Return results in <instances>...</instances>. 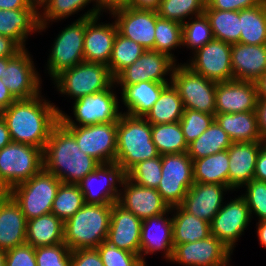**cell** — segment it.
<instances>
[{"instance_id": "obj_66", "label": "cell", "mask_w": 266, "mask_h": 266, "mask_svg": "<svg viewBox=\"0 0 266 266\" xmlns=\"http://www.w3.org/2000/svg\"><path fill=\"white\" fill-rule=\"evenodd\" d=\"M0 266H5V252L0 250Z\"/></svg>"}, {"instance_id": "obj_38", "label": "cell", "mask_w": 266, "mask_h": 266, "mask_svg": "<svg viewBox=\"0 0 266 266\" xmlns=\"http://www.w3.org/2000/svg\"><path fill=\"white\" fill-rule=\"evenodd\" d=\"M232 143L229 135L214 120L197 139L188 145L187 153L193 161L227 150Z\"/></svg>"}, {"instance_id": "obj_37", "label": "cell", "mask_w": 266, "mask_h": 266, "mask_svg": "<svg viewBox=\"0 0 266 266\" xmlns=\"http://www.w3.org/2000/svg\"><path fill=\"white\" fill-rule=\"evenodd\" d=\"M240 43L266 45V0L259 5L239 11Z\"/></svg>"}, {"instance_id": "obj_65", "label": "cell", "mask_w": 266, "mask_h": 266, "mask_svg": "<svg viewBox=\"0 0 266 266\" xmlns=\"http://www.w3.org/2000/svg\"><path fill=\"white\" fill-rule=\"evenodd\" d=\"M8 64V57L0 58V79H4V72Z\"/></svg>"}, {"instance_id": "obj_39", "label": "cell", "mask_w": 266, "mask_h": 266, "mask_svg": "<svg viewBox=\"0 0 266 266\" xmlns=\"http://www.w3.org/2000/svg\"><path fill=\"white\" fill-rule=\"evenodd\" d=\"M213 37L229 44L240 43L241 25L239 11L205 9Z\"/></svg>"}, {"instance_id": "obj_54", "label": "cell", "mask_w": 266, "mask_h": 266, "mask_svg": "<svg viewBox=\"0 0 266 266\" xmlns=\"http://www.w3.org/2000/svg\"><path fill=\"white\" fill-rule=\"evenodd\" d=\"M21 50L22 48L14 40L0 35V58L13 57Z\"/></svg>"}, {"instance_id": "obj_11", "label": "cell", "mask_w": 266, "mask_h": 266, "mask_svg": "<svg viewBox=\"0 0 266 266\" xmlns=\"http://www.w3.org/2000/svg\"><path fill=\"white\" fill-rule=\"evenodd\" d=\"M162 178L157 191L168 206H180L194 184L193 161L188 153L161 155Z\"/></svg>"}, {"instance_id": "obj_63", "label": "cell", "mask_w": 266, "mask_h": 266, "mask_svg": "<svg viewBox=\"0 0 266 266\" xmlns=\"http://www.w3.org/2000/svg\"><path fill=\"white\" fill-rule=\"evenodd\" d=\"M255 83L257 85L258 99H266V72Z\"/></svg>"}, {"instance_id": "obj_60", "label": "cell", "mask_w": 266, "mask_h": 266, "mask_svg": "<svg viewBox=\"0 0 266 266\" xmlns=\"http://www.w3.org/2000/svg\"><path fill=\"white\" fill-rule=\"evenodd\" d=\"M161 0H131V8L157 11Z\"/></svg>"}, {"instance_id": "obj_5", "label": "cell", "mask_w": 266, "mask_h": 266, "mask_svg": "<svg viewBox=\"0 0 266 266\" xmlns=\"http://www.w3.org/2000/svg\"><path fill=\"white\" fill-rule=\"evenodd\" d=\"M52 81L61 95H68L67 97L75 101L108 89L114 83V78L108 66L83 61L61 72Z\"/></svg>"}, {"instance_id": "obj_42", "label": "cell", "mask_w": 266, "mask_h": 266, "mask_svg": "<svg viewBox=\"0 0 266 266\" xmlns=\"http://www.w3.org/2000/svg\"><path fill=\"white\" fill-rule=\"evenodd\" d=\"M182 24L157 16L155 25L154 51L163 53L177 63L172 53L177 47L182 48Z\"/></svg>"}, {"instance_id": "obj_47", "label": "cell", "mask_w": 266, "mask_h": 266, "mask_svg": "<svg viewBox=\"0 0 266 266\" xmlns=\"http://www.w3.org/2000/svg\"><path fill=\"white\" fill-rule=\"evenodd\" d=\"M215 120V115L184 109L179 121L186 143L189 145L197 139Z\"/></svg>"}, {"instance_id": "obj_27", "label": "cell", "mask_w": 266, "mask_h": 266, "mask_svg": "<svg viewBox=\"0 0 266 266\" xmlns=\"http://www.w3.org/2000/svg\"><path fill=\"white\" fill-rule=\"evenodd\" d=\"M234 80L256 82L266 72V45L232 44Z\"/></svg>"}, {"instance_id": "obj_8", "label": "cell", "mask_w": 266, "mask_h": 266, "mask_svg": "<svg viewBox=\"0 0 266 266\" xmlns=\"http://www.w3.org/2000/svg\"><path fill=\"white\" fill-rule=\"evenodd\" d=\"M87 12L63 28L51 46L46 70L50 80L61 72L84 61L83 43L86 30Z\"/></svg>"}, {"instance_id": "obj_20", "label": "cell", "mask_w": 266, "mask_h": 266, "mask_svg": "<svg viewBox=\"0 0 266 266\" xmlns=\"http://www.w3.org/2000/svg\"><path fill=\"white\" fill-rule=\"evenodd\" d=\"M119 189L117 202L142 220L170 210L157 189L137 185L126 176L122 178Z\"/></svg>"}, {"instance_id": "obj_50", "label": "cell", "mask_w": 266, "mask_h": 266, "mask_svg": "<svg viewBox=\"0 0 266 266\" xmlns=\"http://www.w3.org/2000/svg\"><path fill=\"white\" fill-rule=\"evenodd\" d=\"M37 266H70L71 250L65 243L35 248Z\"/></svg>"}, {"instance_id": "obj_32", "label": "cell", "mask_w": 266, "mask_h": 266, "mask_svg": "<svg viewBox=\"0 0 266 266\" xmlns=\"http://www.w3.org/2000/svg\"><path fill=\"white\" fill-rule=\"evenodd\" d=\"M215 121L232 142H264L259 132L256 111L215 113Z\"/></svg>"}, {"instance_id": "obj_35", "label": "cell", "mask_w": 266, "mask_h": 266, "mask_svg": "<svg viewBox=\"0 0 266 266\" xmlns=\"http://www.w3.org/2000/svg\"><path fill=\"white\" fill-rule=\"evenodd\" d=\"M183 113V101L171 83L161 91L158 100L144 118L151 124H168L179 122Z\"/></svg>"}, {"instance_id": "obj_19", "label": "cell", "mask_w": 266, "mask_h": 266, "mask_svg": "<svg viewBox=\"0 0 266 266\" xmlns=\"http://www.w3.org/2000/svg\"><path fill=\"white\" fill-rule=\"evenodd\" d=\"M110 16L115 19L122 36L137 42L146 50H154L157 11L124 7L112 11Z\"/></svg>"}, {"instance_id": "obj_41", "label": "cell", "mask_w": 266, "mask_h": 266, "mask_svg": "<svg viewBox=\"0 0 266 266\" xmlns=\"http://www.w3.org/2000/svg\"><path fill=\"white\" fill-rule=\"evenodd\" d=\"M145 51L146 49L137 42L117 32L112 55L108 63L112 77L115 78L123 69L134 63Z\"/></svg>"}, {"instance_id": "obj_59", "label": "cell", "mask_w": 266, "mask_h": 266, "mask_svg": "<svg viewBox=\"0 0 266 266\" xmlns=\"http://www.w3.org/2000/svg\"><path fill=\"white\" fill-rule=\"evenodd\" d=\"M15 100L8 87L4 85L3 79H0V112L8 108Z\"/></svg>"}, {"instance_id": "obj_9", "label": "cell", "mask_w": 266, "mask_h": 266, "mask_svg": "<svg viewBox=\"0 0 266 266\" xmlns=\"http://www.w3.org/2000/svg\"><path fill=\"white\" fill-rule=\"evenodd\" d=\"M183 101L184 109L215 115L216 82L194 72L185 63L175 65L172 82Z\"/></svg>"}, {"instance_id": "obj_15", "label": "cell", "mask_w": 266, "mask_h": 266, "mask_svg": "<svg viewBox=\"0 0 266 266\" xmlns=\"http://www.w3.org/2000/svg\"><path fill=\"white\" fill-rule=\"evenodd\" d=\"M32 57L27 48L8 57L3 83L16 100L30 99L42 92L41 75Z\"/></svg>"}, {"instance_id": "obj_45", "label": "cell", "mask_w": 266, "mask_h": 266, "mask_svg": "<svg viewBox=\"0 0 266 266\" xmlns=\"http://www.w3.org/2000/svg\"><path fill=\"white\" fill-rule=\"evenodd\" d=\"M206 0H161L158 7V16L176 21L180 24L204 13Z\"/></svg>"}, {"instance_id": "obj_55", "label": "cell", "mask_w": 266, "mask_h": 266, "mask_svg": "<svg viewBox=\"0 0 266 266\" xmlns=\"http://www.w3.org/2000/svg\"><path fill=\"white\" fill-rule=\"evenodd\" d=\"M253 179L266 182V145L258 153Z\"/></svg>"}, {"instance_id": "obj_43", "label": "cell", "mask_w": 266, "mask_h": 266, "mask_svg": "<svg viewBox=\"0 0 266 266\" xmlns=\"http://www.w3.org/2000/svg\"><path fill=\"white\" fill-rule=\"evenodd\" d=\"M84 204V195L78 184L61 183L53 200L51 213L65 222L81 209Z\"/></svg>"}, {"instance_id": "obj_2", "label": "cell", "mask_w": 266, "mask_h": 266, "mask_svg": "<svg viewBox=\"0 0 266 266\" xmlns=\"http://www.w3.org/2000/svg\"><path fill=\"white\" fill-rule=\"evenodd\" d=\"M44 169L62 183L78 184L100 163L79 149L74 135L59 121L43 150Z\"/></svg>"}, {"instance_id": "obj_36", "label": "cell", "mask_w": 266, "mask_h": 266, "mask_svg": "<svg viewBox=\"0 0 266 266\" xmlns=\"http://www.w3.org/2000/svg\"><path fill=\"white\" fill-rule=\"evenodd\" d=\"M229 155L228 150L193 160L195 183H217L228 186Z\"/></svg>"}, {"instance_id": "obj_21", "label": "cell", "mask_w": 266, "mask_h": 266, "mask_svg": "<svg viewBox=\"0 0 266 266\" xmlns=\"http://www.w3.org/2000/svg\"><path fill=\"white\" fill-rule=\"evenodd\" d=\"M171 209L163 214L143 220L141 226L140 253L141 260L146 264V256L163 252L165 260L169 261L173 253ZM169 216V217H168Z\"/></svg>"}, {"instance_id": "obj_58", "label": "cell", "mask_w": 266, "mask_h": 266, "mask_svg": "<svg viewBox=\"0 0 266 266\" xmlns=\"http://www.w3.org/2000/svg\"><path fill=\"white\" fill-rule=\"evenodd\" d=\"M258 128L263 140L266 139V99H258L256 106Z\"/></svg>"}, {"instance_id": "obj_13", "label": "cell", "mask_w": 266, "mask_h": 266, "mask_svg": "<svg viewBox=\"0 0 266 266\" xmlns=\"http://www.w3.org/2000/svg\"><path fill=\"white\" fill-rule=\"evenodd\" d=\"M232 45L213 39L190 56L185 64L194 72L216 83L234 80L231 64Z\"/></svg>"}, {"instance_id": "obj_7", "label": "cell", "mask_w": 266, "mask_h": 266, "mask_svg": "<svg viewBox=\"0 0 266 266\" xmlns=\"http://www.w3.org/2000/svg\"><path fill=\"white\" fill-rule=\"evenodd\" d=\"M62 182L44 168L28 181L11 189L27 220L51 213L53 200Z\"/></svg>"}, {"instance_id": "obj_44", "label": "cell", "mask_w": 266, "mask_h": 266, "mask_svg": "<svg viewBox=\"0 0 266 266\" xmlns=\"http://www.w3.org/2000/svg\"><path fill=\"white\" fill-rule=\"evenodd\" d=\"M213 39L210 22L205 13L182 24V47L191 50L192 54Z\"/></svg>"}, {"instance_id": "obj_10", "label": "cell", "mask_w": 266, "mask_h": 266, "mask_svg": "<svg viewBox=\"0 0 266 266\" xmlns=\"http://www.w3.org/2000/svg\"><path fill=\"white\" fill-rule=\"evenodd\" d=\"M43 168V150L40 148L11 141L0 150V176L11 189Z\"/></svg>"}, {"instance_id": "obj_49", "label": "cell", "mask_w": 266, "mask_h": 266, "mask_svg": "<svg viewBox=\"0 0 266 266\" xmlns=\"http://www.w3.org/2000/svg\"><path fill=\"white\" fill-rule=\"evenodd\" d=\"M97 250L104 266H148L139 255L119 249L106 241L102 242Z\"/></svg>"}, {"instance_id": "obj_23", "label": "cell", "mask_w": 266, "mask_h": 266, "mask_svg": "<svg viewBox=\"0 0 266 266\" xmlns=\"http://www.w3.org/2000/svg\"><path fill=\"white\" fill-rule=\"evenodd\" d=\"M142 222V219L118 202H114L106 242L119 249L139 255Z\"/></svg>"}, {"instance_id": "obj_16", "label": "cell", "mask_w": 266, "mask_h": 266, "mask_svg": "<svg viewBox=\"0 0 266 266\" xmlns=\"http://www.w3.org/2000/svg\"><path fill=\"white\" fill-rule=\"evenodd\" d=\"M176 64L173 59L163 53L146 50L134 63L114 78V83L115 85H132L143 81L171 83ZM166 76H169V79Z\"/></svg>"}, {"instance_id": "obj_61", "label": "cell", "mask_w": 266, "mask_h": 266, "mask_svg": "<svg viewBox=\"0 0 266 266\" xmlns=\"http://www.w3.org/2000/svg\"><path fill=\"white\" fill-rule=\"evenodd\" d=\"M11 142L6 121L0 115V150Z\"/></svg>"}, {"instance_id": "obj_12", "label": "cell", "mask_w": 266, "mask_h": 266, "mask_svg": "<svg viewBox=\"0 0 266 266\" xmlns=\"http://www.w3.org/2000/svg\"><path fill=\"white\" fill-rule=\"evenodd\" d=\"M65 127L74 135L81 151L100 164L115 162L117 122Z\"/></svg>"}, {"instance_id": "obj_53", "label": "cell", "mask_w": 266, "mask_h": 266, "mask_svg": "<svg viewBox=\"0 0 266 266\" xmlns=\"http://www.w3.org/2000/svg\"><path fill=\"white\" fill-rule=\"evenodd\" d=\"M263 0H206L205 9L241 11L259 5Z\"/></svg>"}, {"instance_id": "obj_14", "label": "cell", "mask_w": 266, "mask_h": 266, "mask_svg": "<svg viewBox=\"0 0 266 266\" xmlns=\"http://www.w3.org/2000/svg\"><path fill=\"white\" fill-rule=\"evenodd\" d=\"M251 216L245 199L238 195L227 203L213 217L210 223L211 235L215 236L232 253L236 242L244 235L251 222Z\"/></svg>"}, {"instance_id": "obj_51", "label": "cell", "mask_w": 266, "mask_h": 266, "mask_svg": "<svg viewBox=\"0 0 266 266\" xmlns=\"http://www.w3.org/2000/svg\"><path fill=\"white\" fill-rule=\"evenodd\" d=\"M5 266H37L35 248L25 243L5 251Z\"/></svg>"}, {"instance_id": "obj_4", "label": "cell", "mask_w": 266, "mask_h": 266, "mask_svg": "<svg viewBox=\"0 0 266 266\" xmlns=\"http://www.w3.org/2000/svg\"><path fill=\"white\" fill-rule=\"evenodd\" d=\"M112 204H84L64 222V243L72 250L97 248L107 240Z\"/></svg>"}, {"instance_id": "obj_46", "label": "cell", "mask_w": 266, "mask_h": 266, "mask_svg": "<svg viewBox=\"0 0 266 266\" xmlns=\"http://www.w3.org/2000/svg\"><path fill=\"white\" fill-rule=\"evenodd\" d=\"M161 155L153 159L138 162L125 176L137 185L149 188H158L162 178Z\"/></svg>"}, {"instance_id": "obj_22", "label": "cell", "mask_w": 266, "mask_h": 266, "mask_svg": "<svg viewBox=\"0 0 266 266\" xmlns=\"http://www.w3.org/2000/svg\"><path fill=\"white\" fill-rule=\"evenodd\" d=\"M100 16L86 17L84 61L108 66L118 29L115 21L100 22Z\"/></svg>"}, {"instance_id": "obj_3", "label": "cell", "mask_w": 266, "mask_h": 266, "mask_svg": "<svg viewBox=\"0 0 266 266\" xmlns=\"http://www.w3.org/2000/svg\"><path fill=\"white\" fill-rule=\"evenodd\" d=\"M116 142L115 163L124 174L138 162L159 156L152 141L151 123L144 117L122 113L117 122Z\"/></svg>"}, {"instance_id": "obj_34", "label": "cell", "mask_w": 266, "mask_h": 266, "mask_svg": "<svg viewBox=\"0 0 266 266\" xmlns=\"http://www.w3.org/2000/svg\"><path fill=\"white\" fill-rule=\"evenodd\" d=\"M173 245L195 242L211 235L210 223L195 217L181 206L171 207ZM174 213V214H173Z\"/></svg>"}, {"instance_id": "obj_26", "label": "cell", "mask_w": 266, "mask_h": 266, "mask_svg": "<svg viewBox=\"0 0 266 266\" xmlns=\"http://www.w3.org/2000/svg\"><path fill=\"white\" fill-rule=\"evenodd\" d=\"M264 142H233L228 150V187L238 191L254 177L256 159ZM237 189V190H236Z\"/></svg>"}, {"instance_id": "obj_31", "label": "cell", "mask_w": 266, "mask_h": 266, "mask_svg": "<svg viewBox=\"0 0 266 266\" xmlns=\"http://www.w3.org/2000/svg\"><path fill=\"white\" fill-rule=\"evenodd\" d=\"M90 3H93V7L87 10V17L102 15L97 0H38L39 33L45 31L50 22L67 19L84 10Z\"/></svg>"}, {"instance_id": "obj_30", "label": "cell", "mask_w": 266, "mask_h": 266, "mask_svg": "<svg viewBox=\"0 0 266 266\" xmlns=\"http://www.w3.org/2000/svg\"><path fill=\"white\" fill-rule=\"evenodd\" d=\"M171 83L143 81L132 85H115L121 87V102L126 111L134 117H144L158 100L161 91Z\"/></svg>"}, {"instance_id": "obj_40", "label": "cell", "mask_w": 266, "mask_h": 266, "mask_svg": "<svg viewBox=\"0 0 266 266\" xmlns=\"http://www.w3.org/2000/svg\"><path fill=\"white\" fill-rule=\"evenodd\" d=\"M152 141L159 155L186 153L185 141L179 122L168 124H151Z\"/></svg>"}, {"instance_id": "obj_56", "label": "cell", "mask_w": 266, "mask_h": 266, "mask_svg": "<svg viewBox=\"0 0 266 266\" xmlns=\"http://www.w3.org/2000/svg\"><path fill=\"white\" fill-rule=\"evenodd\" d=\"M28 7H38V0H0V9H27Z\"/></svg>"}, {"instance_id": "obj_24", "label": "cell", "mask_w": 266, "mask_h": 266, "mask_svg": "<svg viewBox=\"0 0 266 266\" xmlns=\"http://www.w3.org/2000/svg\"><path fill=\"white\" fill-rule=\"evenodd\" d=\"M257 100L254 81L230 80L216 84L215 113L256 111Z\"/></svg>"}, {"instance_id": "obj_52", "label": "cell", "mask_w": 266, "mask_h": 266, "mask_svg": "<svg viewBox=\"0 0 266 266\" xmlns=\"http://www.w3.org/2000/svg\"><path fill=\"white\" fill-rule=\"evenodd\" d=\"M70 266H104L97 248L71 251Z\"/></svg>"}, {"instance_id": "obj_62", "label": "cell", "mask_w": 266, "mask_h": 266, "mask_svg": "<svg viewBox=\"0 0 266 266\" xmlns=\"http://www.w3.org/2000/svg\"><path fill=\"white\" fill-rule=\"evenodd\" d=\"M258 241L266 249V221L256 223Z\"/></svg>"}, {"instance_id": "obj_64", "label": "cell", "mask_w": 266, "mask_h": 266, "mask_svg": "<svg viewBox=\"0 0 266 266\" xmlns=\"http://www.w3.org/2000/svg\"><path fill=\"white\" fill-rule=\"evenodd\" d=\"M11 196V188L0 176V203L7 200Z\"/></svg>"}, {"instance_id": "obj_57", "label": "cell", "mask_w": 266, "mask_h": 266, "mask_svg": "<svg viewBox=\"0 0 266 266\" xmlns=\"http://www.w3.org/2000/svg\"><path fill=\"white\" fill-rule=\"evenodd\" d=\"M97 3L100 13L102 12L103 15V12L110 14L116 9L129 7L131 0H97Z\"/></svg>"}, {"instance_id": "obj_17", "label": "cell", "mask_w": 266, "mask_h": 266, "mask_svg": "<svg viewBox=\"0 0 266 266\" xmlns=\"http://www.w3.org/2000/svg\"><path fill=\"white\" fill-rule=\"evenodd\" d=\"M233 253L215 236L175 245L169 262L183 266H230Z\"/></svg>"}, {"instance_id": "obj_33", "label": "cell", "mask_w": 266, "mask_h": 266, "mask_svg": "<svg viewBox=\"0 0 266 266\" xmlns=\"http://www.w3.org/2000/svg\"><path fill=\"white\" fill-rule=\"evenodd\" d=\"M64 243V222L49 213L27 220L26 244L34 248Z\"/></svg>"}, {"instance_id": "obj_28", "label": "cell", "mask_w": 266, "mask_h": 266, "mask_svg": "<svg viewBox=\"0 0 266 266\" xmlns=\"http://www.w3.org/2000/svg\"><path fill=\"white\" fill-rule=\"evenodd\" d=\"M38 7L27 9H0V35L14 40L22 49H26L29 36L39 33Z\"/></svg>"}, {"instance_id": "obj_1", "label": "cell", "mask_w": 266, "mask_h": 266, "mask_svg": "<svg viewBox=\"0 0 266 266\" xmlns=\"http://www.w3.org/2000/svg\"><path fill=\"white\" fill-rule=\"evenodd\" d=\"M61 111L40 93L30 99L15 100L0 115L6 121L12 142L44 150Z\"/></svg>"}, {"instance_id": "obj_18", "label": "cell", "mask_w": 266, "mask_h": 266, "mask_svg": "<svg viewBox=\"0 0 266 266\" xmlns=\"http://www.w3.org/2000/svg\"><path fill=\"white\" fill-rule=\"evenodd\" d=\"M125 174L115 163L100 164L78 183L86 204H113L118 201L120 183Z\"/></svg>"}, {"instance_id": "obj_6", "label": "cell", "mask_w": 266, "mask_h": 266, "mask_svg": "<svg viewBox=\"0 0 266 266\" xmlns=\"http://www.w3.org/2000/svg\"><path fill=\"white\" fill-rule=\"evenodd\" d=\"M113 83L108 89L84 96L73 102V116L64 111L59 113V121L64 126H89L99 123L118 122L120 115V99Z\"/></svg>"}, {"instance_id": "obj_25", "label": "cell", "mask_w": 266, "mask_h": 266, "mask_svg": "<svg viewBox=\"0 0 266 266\" xmlns=\"http://www.w3.org/2000/svg\"><path fill=\"white\" fill-rule=\"evenodd\" d=\"M227 191L233 192L230 187L225 185L194 182L180 206L195 217L211 223L213 217L225 203L223 201Z\"/></svg>"}, {"instance_id": "obj_29", "label": "cell", "mask_w": 266, "mask_h": 266, "mask_svg": "<svg viewBox=\"0 0 266 266\" xmlns=\"http://www.w3.org/2000/svg\"><path fill=\"white\" fill-rule=\"evenodd\" d=\"M27 219L20 205L10 196L0 203V250L7 251L26 243Z\"/></svg>"}, {"instance_id": "obj_48", "label": "cell", "mask_w": 266, "mask_h": 266, "mask_svg": "<svg viewBox=\"0 0 266 266\" xmlns=\"http://www.w3.org/2000/svg\"><path fill=\"white\" fill-rule=\"evenodd\" d=\"M242 187L246 188L241 196L248 205L251 218L254 215L258 222L266 221V182L252 179Z\"/></svg>"}]
</instances>
